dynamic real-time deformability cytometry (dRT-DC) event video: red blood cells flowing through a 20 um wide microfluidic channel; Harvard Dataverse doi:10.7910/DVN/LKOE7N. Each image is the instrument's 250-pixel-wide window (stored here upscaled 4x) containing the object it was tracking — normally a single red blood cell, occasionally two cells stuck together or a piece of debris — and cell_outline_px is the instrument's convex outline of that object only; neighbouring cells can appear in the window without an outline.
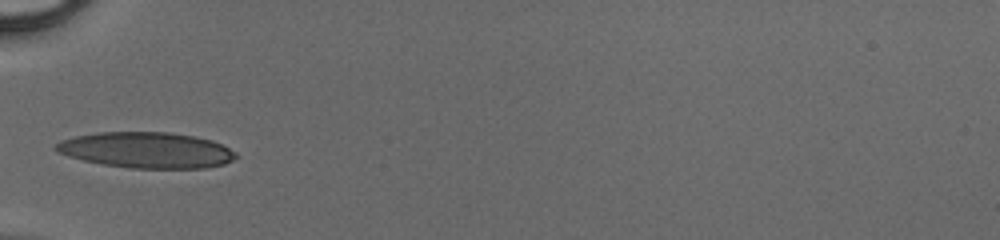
{"species": "human", "species_latin": "Homo sapiens", "temperature_condition": "cold", "stored_images_in_passage": 30, "camera_frame_rate_fps": 3000, "um_per_image_px": 0.085, "donor": {"sex": "male"}, "frame": {"image": 1, "passage_image": 1, "time_ms": 0.0, "image_size_px": [1000, 240], "cell_outline_px": [[236, 156], [232, 160], [224, 164], [204, 168], [132, 168], [104, 164], [84, 160], [68, 156], [56, 152], [52, 148], [60, 140], [76, 136], [100, 132], [168, 132], [196, 136], [212, 140], [236, 152]], "centroid_in_image_um": [12.43, 12.75], "position_along_channel_um": 72.6, "area_um2": 37.51}}
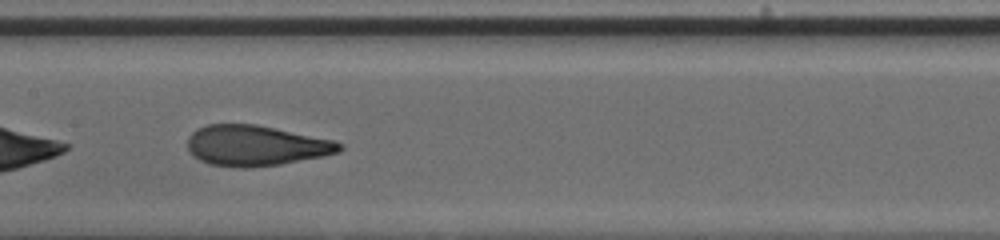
{"frame": {"image": 2, "passage_image": 9, "time_ms": 2.667, "image_size_px": [1000, 240], "cell_outline_px": [[344, 148], [340, 152], [324, 156], [280, 164], [244, 168], [240, 168], [212, 164], [200, 160], [192, 156], [188, 148], [188, 136], [196, 128], [208, 124], [256, 124], [336, 140], [344, 144]], "centroid_in_image_um": [21.77, 12.37], "position_along_channel_um": 185.6, "area_um2": 36.13}}
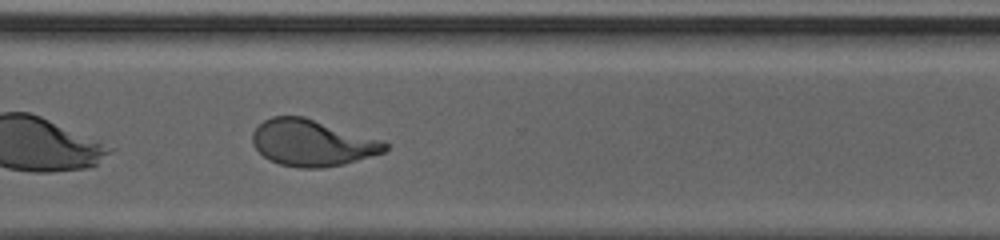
{"frame": {"image": 3, "passage_image": 20, "time_ms": 6.333, "image_size_px": [1000, 240], "cell_outline_px": [[388, 148], [384, 152], [344, 164], [320, 168], [300, 168], [280, 164], [268, 160], [252, 144], [252, 132], [264, 120], [272, 116], [304, 116], [380, 140], [388, 144]], "centroid_in_image_um": [26.5, 12.14], "position_along_channel_um": 344.1, "area_um2": 35.6}}